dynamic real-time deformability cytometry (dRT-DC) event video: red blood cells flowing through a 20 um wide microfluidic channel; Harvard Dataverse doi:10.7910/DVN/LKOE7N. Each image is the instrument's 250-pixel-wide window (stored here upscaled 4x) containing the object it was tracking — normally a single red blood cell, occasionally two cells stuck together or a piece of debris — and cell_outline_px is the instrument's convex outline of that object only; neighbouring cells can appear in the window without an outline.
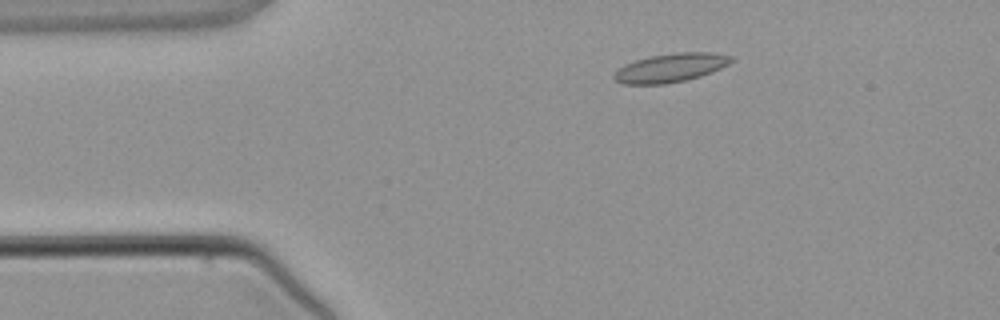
{"species": "common noctule bat (a hibernating species)", "species_latin": "Nyctalus noctula", "temperature_condition": "warm", "stored_images_in_passage": 3, "camera_frame_rate_fps": 3000, "um_per_image_px": 0.085, "animal": {"sex": "male", "body_mass_g": 21.5, "forearm_length_mm": 52.0}, "frame": {"image": 1, "passage_image": 2, "time_ms": 1.333, "image_size_px": [1000, 320], "cell_outline_px": [[732, 60], [728, 64], [712, 72], [700, 76], [684, 80], [664, 84], [624, 84], [616, 80], [612, 76], [624, 64], [636, 60], [652, 56], [676, 52], [716, 52], [732, 56]], "centroid_in_image_um": [57.02, 5.75], "position_along_channel_um": 28.0, "area_um2": 19.42}}